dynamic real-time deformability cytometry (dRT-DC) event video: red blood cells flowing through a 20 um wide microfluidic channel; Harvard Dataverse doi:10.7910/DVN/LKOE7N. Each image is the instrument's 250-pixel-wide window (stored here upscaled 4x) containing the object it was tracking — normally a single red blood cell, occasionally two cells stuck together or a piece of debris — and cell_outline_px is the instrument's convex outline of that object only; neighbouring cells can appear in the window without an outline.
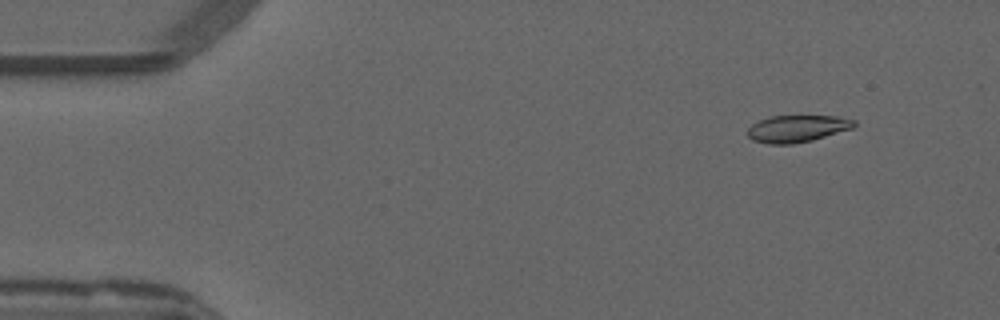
{"species": "common noctule bat (a hibernating species)", "species_latin": "Nyctalus noctula", "temperature_condition": "warm", "stored_images_in_passage": 54, "camera_frame_rate_fps": 3000, "um_per_image_px": 0.085, "animal": {"sex": "male", "forearm_length_mm": 52.5}, "frame": {"image": 1, "passage_image": 6, "time_ms": 1.667, "image_size_px": [1000, 320], "cell_outline_px": [[856, 124], [852, 128], [812, 140], [792, 144], [768, 144], [752, 140], [748, 136], [748, 128], [752, 124], [768, 116], [836, 116], [856, 120]], "centroid_in_image_um": [67.74, 10.93], "position_along_channel_um": 17.3, "area_um2": 16.7}}
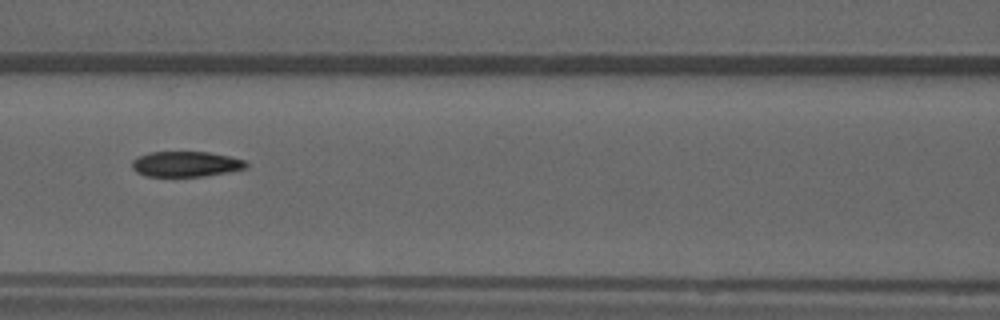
{"frame": {"image": 2, "passage_image": 24, "time_ms": 7.667, "image_size_px": [1000, 320], "cell_outline_px": [[248, 168], [228, 172], [204, 176], [144, 176], [136, 172], [132, 168], [132, 160], [148, 152], [208, 152], [228, 156], [244, 160], [248, 164]], "centroid_in_image_um": [15.79, 13.95], "position_along_channel_um": 150.8, "area_um2": 16.88}}
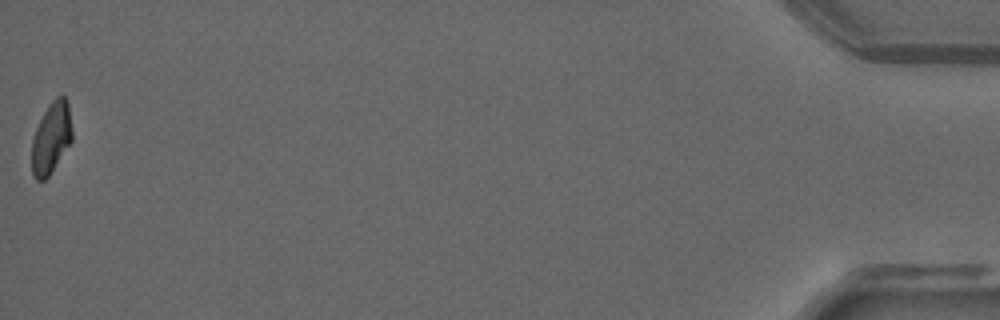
{"frame": {"image": 3, "passage_image": 54, "time_ms": 17.667, "image_size_px": [1000, 320], "cell_outline_px": [[72, 140], [48, 176], [44, 180], [36, 180], [32, 176], [32, 140], [36, 128], [48, 104], [56, 96], [64, 96], [68, 100], [72, 128]], "centroid_in_image_um": [4.36, 11.69], "position_along_channel_um": 430.8, "area_um2": 16.7}, "authors_computed_cell_mechanics": {"area_um2": 17.629, "velocity_mm_per_s": 3.8365, "shape_relaxation_time_tau1_ms": 8.3766, "shape_relaxation_time_tau2_ms": 3.0565, "deformation_change_tau1": 0.2355, "deformation_change_tau2": 0.0642}}